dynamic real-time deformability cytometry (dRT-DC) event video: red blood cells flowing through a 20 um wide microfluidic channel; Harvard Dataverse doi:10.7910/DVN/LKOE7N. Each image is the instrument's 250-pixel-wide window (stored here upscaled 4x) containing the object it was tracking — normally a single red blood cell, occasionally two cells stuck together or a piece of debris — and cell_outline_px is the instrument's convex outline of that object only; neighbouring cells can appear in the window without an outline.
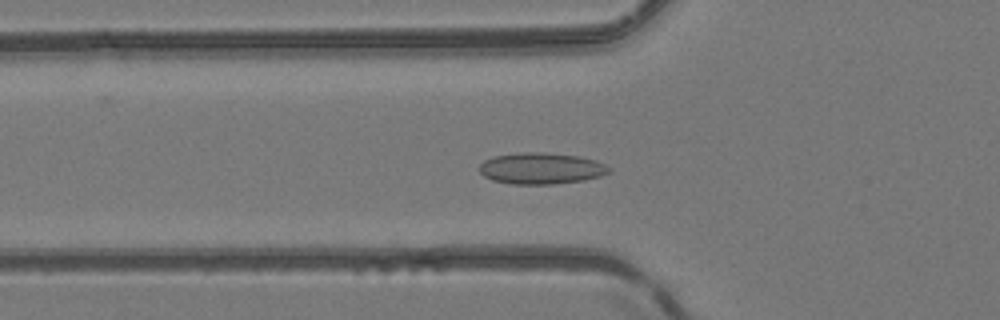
{"species": "common noctule bat (a hibernating species)", "species_latin": "Nyctalus noctula", "temperature_condition": "room temperature", "stored_images_in_passage": 53, "segment_of_instrument_passage": [1, 2], "camera_frame_rate_fps": 3000, "um_per_image_px": 0.085, "animal": {"sex": "female", "body_mass_g": 24.6, "forearm_length_mm": 56.2}, "frame": {"image": 1, "passage_image": 19, "time_ms": 6.0, "image_size_px": [1000, 320], "cell_outline_px": [[612, 168], [608, 172], [600, 176], [584, 180], [552, 184], [512, 184], [492, 180], [484, 176], [480, 172], [480, 164], [484, 160], [492, 156], [524, 152], [540, 152], [580, 156], [596, 160]], "centroid_in_image_um": [45.99, 14.31], "position_along_channel_um": 79.8, "area_um2": 23.7}}
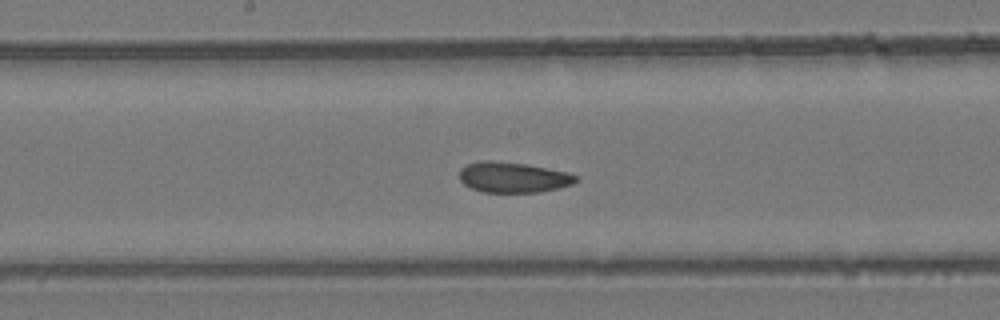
{"frame": {"image": 2, "passage_image": 28, "time_ms": 9.0, "image_size_px": [1000, 320], "cell_outline_px": [[580, 180], [572, 184], [540, 192], [484, 192], [472, 188], [464, 184], [460, 180], [460, 168], [468, 164], [480, 160], [492, 160], [528, 164], [568, 172], [576, 176]], "centroid_in_image_um": [43.61, 15.06], "position_along_channel_um": 204.6, "area_um2": 20.75}}
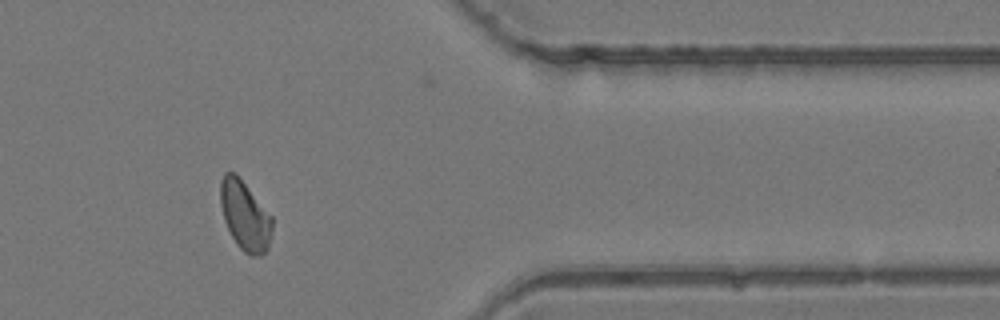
{"frame": {"image": 3, "passage_image": 43, "time_ms": 14.0, "image_size_px": [1000, 320], "cell_outline_px": [[272, 228], [268, 248], [260, 256], [252, 256], [244, 252], [236, 244], [224, 220], [220, 204], [220, 180], [224, 172], [236, 172], [272, 216]], "centroid_in_image_um": [20.81, 18.3], "position_along_channel_um": 390.6, "area_um2": 21.04}}